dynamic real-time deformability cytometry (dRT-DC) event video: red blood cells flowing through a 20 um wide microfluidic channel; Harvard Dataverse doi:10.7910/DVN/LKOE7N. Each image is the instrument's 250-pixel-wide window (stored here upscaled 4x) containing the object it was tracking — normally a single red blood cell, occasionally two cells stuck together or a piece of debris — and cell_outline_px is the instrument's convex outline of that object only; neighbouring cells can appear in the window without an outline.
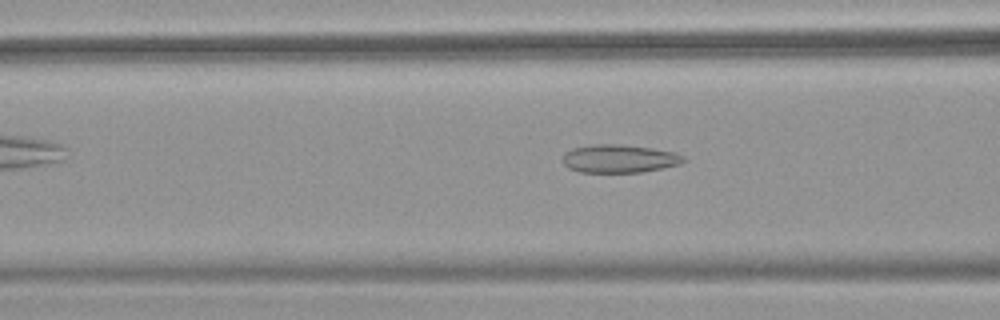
{"species": "common noctule bat (a hibernating species)", "species_latin": "Nyctalus noctula", "temperature_condition": "warm", "stored_images_in_passage": 33, "camera_frame_rate_fps": 3000, "um_per_image_px": 0.085, "animal": {"sex": "female", "body_mass_g": 18.4}, "frame": {"image": 1, "passage_image": 5, "time_ms": 1.333, "image_size_px": [1000, 320], "cell_outline_px": [[688, 160], [680, 164], [640, 172], [580, 172], [568, 168], [564, 164], [564, 152], [572, 148], [596, 144], [616, 144], [652, 148], [676, 152], [684, 156]], "centroid_in_image_um": [52.66, 13.48], "position_along_channel_um": 113.9, "area_um2": 19.77}}
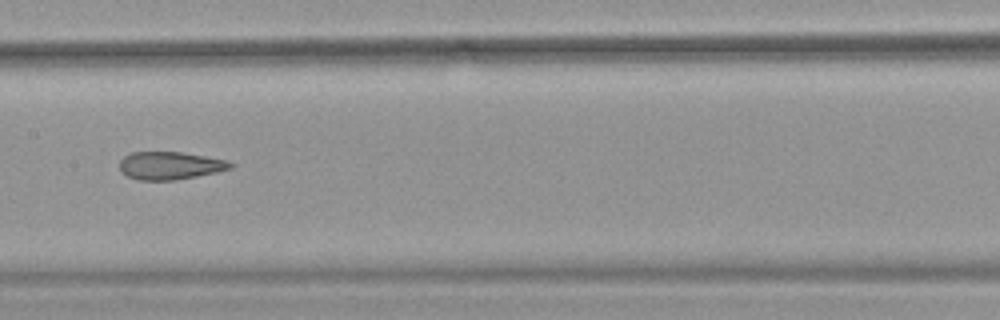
{"frame": {"image": 2, "passage_image": 11, "time_ms": 3.333, "image_size_px": [1000, 320], "cell_outline_px": [[236, 164], [232, 168], [216, 172], [176, 180], [136, 180], [120, 172], [120, 160], [124, 156], [132, 152], [180, 152], [228, 160]], "centroid_in_image_um": [14.45, 14.08], "position_along_channel_um": 192.9, "area_um2": 18.03}}
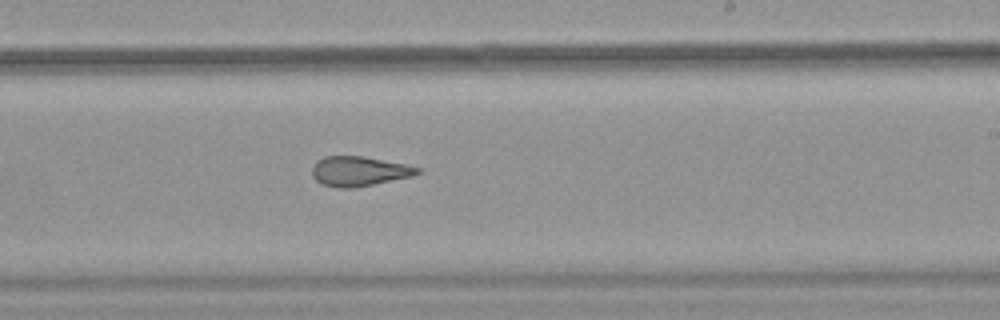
{"frame": {"image": 3, "passage_image": 16, "time_ms": 5.0, "image_size_px": [1000, 320], "cell_outline_px": [[420, 172], [412, 176], [356, 188], [336, 188], [320, 184], [312, 176], [312, 168], [324, 156], [364, 156], [404, 164], [420, 168]], "centroid_in_image_um": [30.5, 14.57], "position_along_channel_um": 258.5, "area_um2": 18.21}}